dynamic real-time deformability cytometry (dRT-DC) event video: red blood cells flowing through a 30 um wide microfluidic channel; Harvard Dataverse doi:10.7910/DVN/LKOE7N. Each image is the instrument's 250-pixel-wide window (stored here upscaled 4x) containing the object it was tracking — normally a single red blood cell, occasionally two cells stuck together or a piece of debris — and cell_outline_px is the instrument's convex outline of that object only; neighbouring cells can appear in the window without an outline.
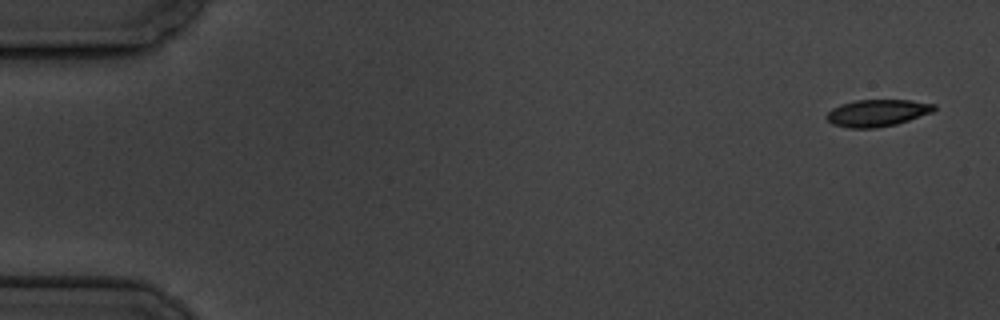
{"species": "common noctule bat (a hibernating species)", "species_latin": "Nyctalus noctula", "temperature_condition": "cold", "stored_images_in_passage": 5, "camera_frame_rate_fps": 3000, "um_per_image_px": 0.085, "animal": {"sex": "male", "body_mass_g": 19.5, "forearm_length_mm": 54.6}, "frame": {"image": 1, "passage_image": 1, "time_ms": 0.0, "image_size_px": [1000, 320], "cell_outline_px": [[936, 108], [932, 112], [896, 124], [876, 128], [848, 128], [832, 124], [824, 116], [832, 108], [840, 104], [856, 100], [912, 100], [936, 104]], "centroid_in_image_um": [74.54, 9.59], "position_along_channel_um": 10.5, "area_um2": 16.94}}
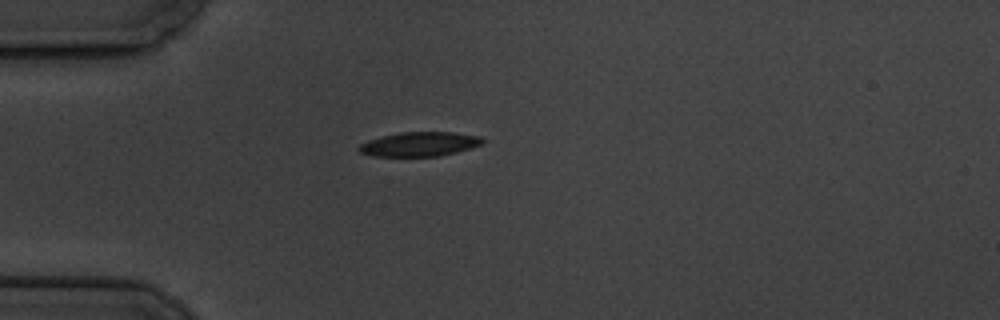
{"frame": {"image": 2, "passage_image": 5, "time_ms": 4.667, "image_size_px": [1000, 320], "cell_outline_px": [[484, 140], [480, 144], [456, 152], [440, 156], [372, 156], [360, 152], [356, 148], [360, 144], [368, 140], [380, 136], [400, 132], [452, 132], [480, 136]], "centroid_in_image_um": [35.6, 12.25], "position_along_channel_um": 49.4, "area_um2": 17.46}}